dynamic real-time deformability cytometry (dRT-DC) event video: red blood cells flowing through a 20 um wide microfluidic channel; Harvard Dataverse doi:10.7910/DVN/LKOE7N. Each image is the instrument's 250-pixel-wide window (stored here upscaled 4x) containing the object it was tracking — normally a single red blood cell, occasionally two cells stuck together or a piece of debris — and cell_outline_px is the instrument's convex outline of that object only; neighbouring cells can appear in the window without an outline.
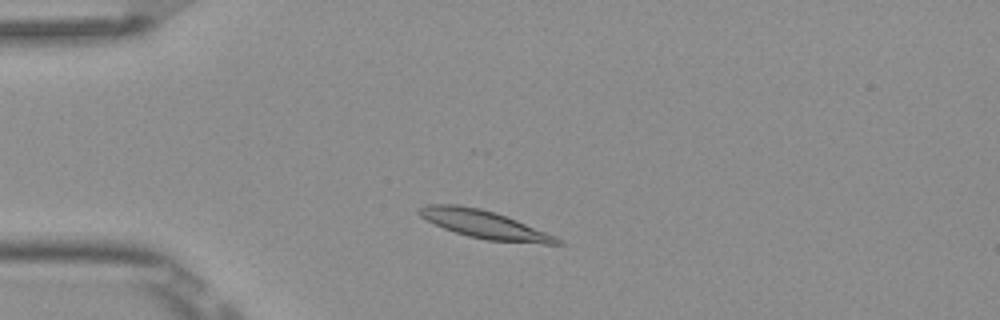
{"species": "Egyptian fruit bat (a non-hibernating species)", "species_latin": "Rousettus aegyptiacus", "temperature_condition": "room temperature", "stored_images_in_passage": 4, "camera_frame_rate_fps": 3000, "um_per_image_px": 0.085, "frame": {"image": 1, "passage_image": 2, "time_ms": 0.333, "image_size_px": [1000, 320], "cell_outline_px": [[564, 244], [544, 244], [488, 240], [468, 236], [444, 228], [420, 216], [416, 212], [420, 208], [428, 204], [456, 204], [480, 208], [516, 220], [556, 236], [564, 240]], "centroid_in_image_um": [41.2, 19.08], "position_along_channel_um": 43.8, "area_um2": 22.2}}
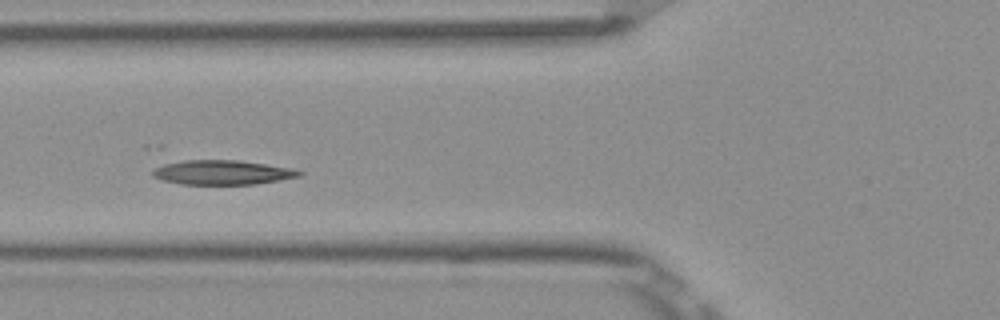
{"frame": {"image": 2, "passage_image": 4, "time_ms": 1.0, "image_size_px": [1000, 320], "cell_outline_px": [[304, 172], [300, 176], [256, 184], [180, 184], [164, 180], [152, 176], [152, 172], [156, 168], [168, 160], [236, 160], [292, 168]], "centroid_in_image_um": [18.84, 14.64], "position_along_channel_um": 107.0, "area_um2": 20.92}}